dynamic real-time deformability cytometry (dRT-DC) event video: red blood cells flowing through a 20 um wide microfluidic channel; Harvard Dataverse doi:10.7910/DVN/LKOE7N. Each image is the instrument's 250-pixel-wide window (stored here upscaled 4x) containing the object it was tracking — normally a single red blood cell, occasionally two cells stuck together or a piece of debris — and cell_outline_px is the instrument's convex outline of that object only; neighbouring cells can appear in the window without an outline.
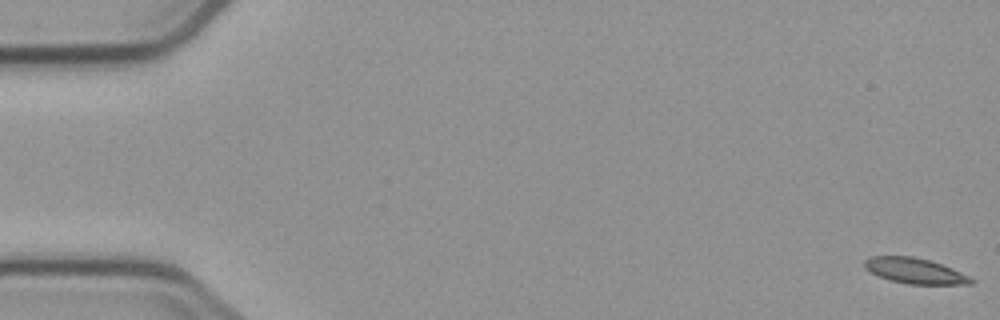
{"species": "common noctule bat (a hibernating species)", "species_latin": "Nyctalus noctula", "temperature_condition": "cold", "stored_images_in_passage": 9, "camera_frame_rate_fps": 3000, "um_per_image_px": 0.085, "animal": {"sex": "male", "body_mass_g": 23.1, "forearm_length_mm": 52.7}, "frame": {"image": 1, "passage_image": 1, "time_ms": 0.0, "image_size_px": [1000, 320], "cell_outline_px": [[976, 280], [972, 284], [908, 284], [888, 280], [876, 276], [864, 268], [864, 260], [872, 256], [912, 256], [928, 260], [952, 268], [972, 276]], "centroid_in_image_um": [77.77, 23.03], "position_along_channel_um": 7.2, "area_um2": 16.07}}
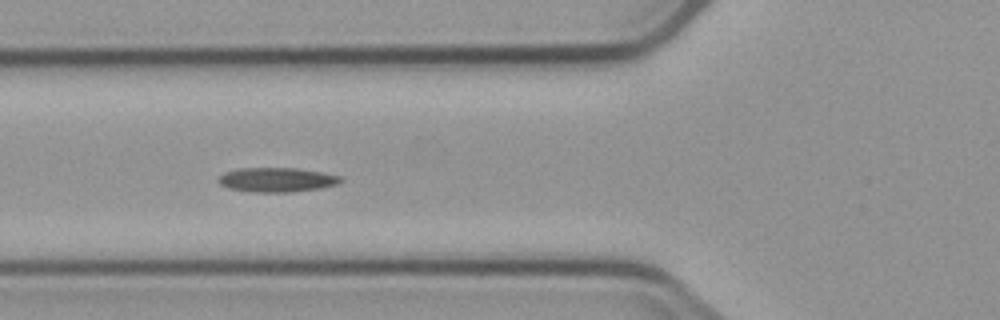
{"frame": {"image": 2, "passage_image": 6, "time_ms": 6.667, "image_size_px": [1000, 320], "cell_outline_px": [[344, 180], [340, 184], [320, 188], [292, 192], [256, 192], [228, 188], [220, 184], [216, 180], [224, 172], [236, 168], [300, 168], [340, 176]], "centroid_in_image_um": [23.53, 15.27], "position_along_channel_um": 102.3, "area_um2": 17.51}}
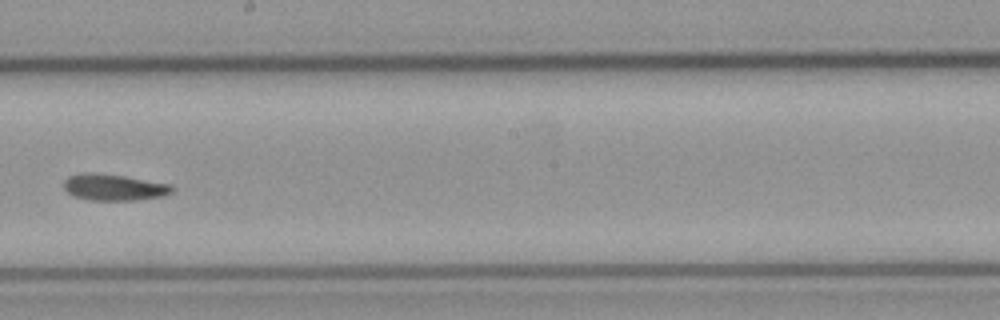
{"frame": {"image": 3, "passage_image": 9, "time_ms": 10.333, "image_size_px": [1000, 320], "cell_outline_px": [[176, 188], [172, 192], [164, 196], [132, 200], [88, 200], [72, 196], [64, 188], [64, 180], [68, 176], [84, 172], [92, 172], [124, 176], [172, 184]], "centroid_in_image_um": [9.69, 15.91], "position_along_channel_um": 238.5, "area_um2": 16.82}}